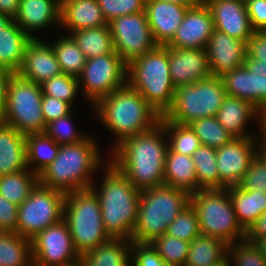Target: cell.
<instances>
[{
	"instance_id": "obj_61",
	"label": "cell",
	"mask_w": 266,
	"mask_h": 266,
	"mask_svg": "<svg viewBox=\"0 0 266 266\" xmlns=\"http://www.w3.org/2000/svg\"><path fill=\"white\" fill-rule=\"evenodd\" d=\"M64 1H66V0H58V2H59L60 4H62Z\"/></svg>"
},
{
	"instance_id": "obj_32",
	"label": "cell",
	"mask_w": 266,
	"mask_h": 266,
	"mask_svg": "<svg viewBox=\"0 0 266 266\" xmlns=\"http://www.w3.org/2000/svg\"><path fill=\"white\" fill-rule=\"evenodd\" d=\"M25 141L27 168L39 175L57 157L60 145L45 133L28 134Z\"/></svg>"
},
{
	"instance_id": "obj_22",
	"label": "cell",
	"mask_w": 266,
	"mask_h": 266,
	"mask_svg": "<svg viewBox=\"0 0 266 266\" xmlns=\"http://www.w3.org/2000/svg\"><path fill=\"white\" fill-rule=\"evenodd\" d=\"M188 6L162 0H146L149 27L158 45H167L182 23Z\"/></svg>"
},
{
	"instance_id": "obj_39",
	"label": "cell",
	"mask_w": 266,
	"mask_h": 266,
	"mask_svg": "<svg viewBox=\"0 0 266 266\" xmlns=\"http://www.w3.org/2000/svg\"><path fill=\"white\" fill-rule=\"evenodd\" d=\"M188 126L199 138L201 145L220 148L230 142L234 136L230 134L215 116L194 120Z\"/></svg>"
},
{
	"instance_id": "obj_38",
	"label": "cell",
	"mask_w": 266,
	"mask_h": 266,
	"mask_svg": "<svg viewBox=\"0 0 266 266\" xmlns=\"http://www.w3.org/2000/svg\"><path fill=\"white\" fill-rule=\"evenodd\" d=\"M160 122L164 125L168 140V149L172 152L192 156L201 146L197 135L188 125L175 124L167 121L163 116Z\"/></svg>"
},
{
	"instance_id": "obj_6",
	"label": "cell",
	"mask_w": 266,
	"mask_h": 266,
	"mask_svg": "<svg viewBox=\"0 0 266 266\" xmlns=\"http://www.w3.org/2000/svg\"><path fill=\"white\" fill-rule=\"evenodd\" d=\"M189 205L188 192L165 184L142 190L131 241L150 243L154 238L164 235L168 226Z\"/></svg>"
},
{
	"instance_id": "obj_48",
	"label": "cell",
	"mask_w": 266,
	"mask_h": 266,
	"mask_svg": "<svg viewBox=\"0 0 266 266\" xmlns=\"http://www.w3.org/2000/svg\"><path fill=\"white\" fill-rule=\"evenodd\" d=\"M41 109L44 121L48 124L53 120L69 114L72 111V106L65 101L42 94Z\"/></svg>"
},
{
	"instance_id": "obj_36",
	"label": "cell",
	"mask_w": 266,
	"mask_h": 266,
	"mask_svg": "<svg viewBox=\"0 0 266 266\" xmlns=\"http://www.w3.org/2000/svg\"><path fill=\"white\" fill-rule=\"evenodd\" d=\"M62 73L79 77L86 64V57L71 35L61 36L50 43Z\"/></svg>"
},
{
	"instance_id": "obj_16",
	"label": "cell",
	"mask_w": 266,
	"mask_h": 266,
	"mask_svg": "<svg viewBox=\"0 0 266 266\" xmlns=\"http://www.w3.org/2000/svg\"><path fill=\"white\" fill-rule=\"evenodd\" d=\"M219 188L237 186L256 157V137H234L216 149Z\"/></svg>"
},
{
	"instance_id": "obj_4",
	"label": "cell",
	"mask_w": 266,
	"mask_h": 266,
	"mask_svg": "<svg viewBox=\"0 0 266 266\" xmlns=\"http://www.w3.org/2000/svg\"><path fill=\"white\" fill-rule=\"evenodd\" d=\"M101 185L96 182L91 188L101 205V216L105 231L111 238L131 241L138 218L141 191L119 172L110 162L105 166Z\"/></svg>"
},
{
	"instance_id": "obj_34",
	"label": "cell",
	"mask_w": 266,
	"mask_h": 266,
	"mask_svg": "<svg viewBox=\"0 0 266 266\" xmlns=\"http://www.w3.org/2000/svg\"><path fill=\"white\" fill-rule=\"evenodd\" d=\"M86 59L116 53L109 25L74 31L70 34Z\"/></svg>"
},
{
	"instance_id": "obj_9",
	"label": "cell",
	"mask_w": 266,
	"mask_h": 266,
	"mask_svg": "<svg viewBox=\"0 0 266 266\" xmlns=\"http://www.w3.org/2000/svg\"><path fill=\"white\" fill-rule=\"evenodd\" d=\"M226 96L220 77L210 76L180 85L175 89L171 108L163 117L175 124L188 125L197 119L216 116Z\"/></svg>"
},
{
	"instance_id": "obj_27",
	"label": "cell",
	"mask_w": 266,
	"mask_h": 266,
	"mask_svg": "<svg viewBox=\"0 0 266 266\" xmlns=\"http://www.w3.org/2000/svg\"><path fill=\"white\" fill-rule=\"evenodd\" d=\"M164 184L193 194L199 190L196 170L191 156L167 150Z\"/></svg>"
},
{
	"instance_id": "obj_1",
	"label": "cell",
	"mask_w": 266,
	"mask_h": 266,
	"mask_svg": "<svg viewBox=\"0 0 266 266\" xmlns=\"http://www.w3.org/2000/svg\"><path fill=\"white\" fill-rule=\"evenodd\" d=\"M160 122L147 132L136 134L117 145L109 162L138 190L164 185L168 139Z\"/></svg>"
},
{
	"instance_id": "obj_18",
	"label": "cell",
	"mask_w": 266,
	"mask_h": 266,
	"mask_svg": "<svg viewBox=\"0 0 266 266\" xmlns=\"http://www.w3.org/2000/svg\"><path fill=\"white\" fill-rule=\"evenodd\" d=\"M210 9L214 29L245 43L252 36L245 0H204Z\"/></svg>"
},
{
	"instance_id": "obj_40",
	"label": "cell",
	"mask_w": 266,
	"mask_h": 266,
	"mask_svg": "<svg viewBox=\"0 0 266 266\" xmlns=\"http://www.w3.org/2000/svg\"><path fill=\"white\" fill-rule=\"evenodd\" d=\"M168 266H184L190 242L164 234L149 243Z\"/></svg>"
},
{
	"instance_id": "obj_13",
	"label": "cell",
	"mask_w": 266,
	"mask_h": 266,
	"mask_svg": "<svg viewBox=\"0 0 266 266\" xmlns=\"http://www.w3.org/2000/svg\"><path fill=\"white\" fill-rule=\"evenodd\" d=\"M108 25L114 49L127 64L158 46L149 27L146 12L116 17Z\"/></svg>"
},
{
	"instance_id": "obj_46",
	"label": "cell",
	"mask_w": 266,
	"mask_h": 266,
	"mask_svg": "<svg viewBox=\"0 0 266 266\" xmlns=\"http://www.w3.org/2000/svg\"><path fill=\"white\" fill-rule=\"evenodd\" d=\"M131 266H168L149 243L132 242Z\"/></svg>"
},
{
	"instance_id": "obj_35",
	"label": "cell",
	"mask_w": 266,
	"mask_h": 266,
	"mask_svg": "<svg viewBox=\"0 0 266 266\" xmlns=\"http://www.w3.org/2000/svg\"><path fill=\"white\" fill-rule=\"evenodd\" d=\"M39 183V175L30 169L0 176V194L8 201L21 205Z\"/></svg>"
},
{
	"instance_id": "obj_47",
	"label": "cell",
	"mask_w": 266,
	"mask_h": 266,
	"mask_svg": "<svg viewBox=\"0 0 266 266\" xmlns=\"http://www.w3.org/2000/svg\"><path fill=\"white\" fill-rule=\"evenodd\" d=\"M239 186L244 190H257L266 193V167L256 157L251 161Z\"/></svg>"
},
{
	"instance_id": "obj_42",
	"label": "cell",
	"mask_w": 266,
	"mask_h": 266,
	"mask_svg": "<svg viewBox=\"0 0 266 266\" xmlns=\"http://www.w3.org/2000/svg\"><path fill=\"white\" fill-rule=\"evenodd\" d=\"M72 112L73 111L46 124L44 133L60 146L77 143L88 137L85 134L82 135L81 132L79 133L76 130V126H74L75 124L72 120L73 117L71 116L73 114Z\"/></svg>"
},
{
	"instance_id": "obj_19",
	"label": "cell",
	"mask_w": 266,
	"mask_h": 266,
	"mask_svg": "<svg viewBox=\"0 0 266 266\" xmlns=\"http://www.w3.org/2000/svg\"><path fill=\"white\" fill-rule=\"evenodd\" d=\"M211 76L222 77L242 67L246 57V43L214 29L206 45Z\"/></svg>"
},
{
	"instance_id": "obj_2",
	"label": "cell",
	"mask_w": 266,
	"mask_h": 266,
	"mask_svg": "<svg viewBox=\"0 0 266 266\" xmlns=\"http://www.w3.org/2000/svg\"><path fill=\"white\" fill-rule=\"evenodd\" d=\"M94 140L89 135L80 142L61 145L54 161L39 174V183L65 194L91 188L93 174L109 163Z\"/></svg>"
},
{
	"instance_id": "obj_33",
	"label": "cell",
	"mask_w": 266,
	"mask_h": 266,
	"mask_svg": "<svg viewBox=\"0 0 266 266\" xmlns=\"http://www.w3.org/2000/svg\"><path fill=\"white\" fill-rule=\"evenodd\" d=\"M0 266H34L30 239L0 231Z\"/></svg>"
},
{
	"instance_id": "obj_23",
	"label": "cell",
	"mask_w": 266,
	"mask_h": 266,
	"mask_svg": "<svg viewBox=\"0 0 266 266\" xmlns=\"http://www.w3.org/2000/svg\"><path fill=\"white\" fill-rule=\"evenodd\" d=\"M60 11L58 0H20L14 21L31 39L40 38L32 32L59 26Z\"/></svg>"
},
{
	"instance_id": "obj_11",
	"label": "cell",
	"mask_w": 266,
	"mask_h": 266,
	"mask_svg": "<svg viewBox=\"0 0 266 266\" xmlns=\"http://www.w3.org/2000/svg\"><path fill=\"white\" fill-rule=\"evenodd\" d=\"M66 194L38 183L18 207L17 233L32 240L48 226L63 219Z\"/></svg>"
},
{
	"instance_id": "obj_41",
	"label": "cell",
	"mask_w": 266,
	"mask_h": 266,
	"mask_svg": "<svg viewBox=\"0 0 266 266\" xmlns=\"http://www.w3.org/2000/svg\"><path fill=\"white\" fill-rule=\"evenodd\" d=\"M41 85L42 94L51 96L69 103L72 107L78 93L80 94L79 80L77 77L60 73Z\"/></svg>"
},
{
	"instance_id": "obj_57",
	"label": "cell",
	"mask_w": 266,
	"mask_h": 266,
	"mask_svg": "<svg viewBox=\"0 0 266 266\" xmlns=\"http://www.w3.org/2000/svg\"><path fill=\"white\" fill-rule=\"evenodd\" d=\"M266 260V238H257L252 242Z\"/></svg>"
},
{
	"instance_id": "obj_53",
	"label": "cell",
	"mask_w": 266,
	"mask_h": 266,
	"mask_svg": "<svg viewBox=\"0 0 266 266\" xmlns=\"http://www.w3.org/2000/svg\"><path fill=\"white\" fill-rule=\"evenodd\" d=\"M13 74L9 69L0 66V121L5 113L8 83Z\"/></svg>"
},
{
	"instance_id": "obj_28",
	"label": "cell",
	"mask_w": 266,
	"mask_h": 266,
	"mask_svg": "<svg viewBox=\"0 0 266 266\" xmlns=\"http://www.w3.org/2000/svg\"><path fill=\"white\" fill-rule=\"evenodd\" d=\"M132 241L110 238L81 257L83 266H131Z\"/></svg>"
},
{
	"instance_id": "obj_24",
	"label": "cell",
	"mask_w": 266,
	"mask_h": 266,
	"mask_svg": "<svg viewBox=\"0 0 266 266\" xmlns=\"http://www.w3.org/2000/svg\"><path fill=\"white\" fill-rule=\"evenodd\" d=\"M215 117L234 137H257L258 135L246 130L250 121L256 120L258 124L259 119V110L246 100L227 95Z\"/></svg>"
},
{
	"instance_id": "obj_52",
	"label": "cell",
	"mask_w": 266,
	"mask_h": 266,
	"mask_svg": "<svg viewBox=\"0 0 266 266\" xmlns=\"http://www.w3.org/2000/svg\"><path fill=\"white\" fill-rule=\"evenodd\" d=\"M257 238H266V211L245 232V240L252 243Z\"/></svg>"
},
{
	"instance_id": "obj_55",
	"label": "cell",
	"mask_w": 266,
	"mask_h": 266,
	"mask_svg": "<svg viewBox=\"0 0 266 266\" xmlns=\"http://www.w3.org/2000/svg\"><path fill=\"white\" fill-rule=\"evenodd\" d=\"M256 158L266 167V142L256 138Z\"/></svg>"
},
{
	"instance_id": "obj_26",
	"label": "cell",
	"mask_w": 266,
	"mask_h": 266,
	"mask_svg": "<svg viewBox=\"0 0 266 266\" xmlns=\"http://www.w3.org/2000/svg\"><path fill=\"white\" fill-rule=\"evenodd\" d=\"M27 168L25 135L0 121V176Z\"/></svg>"
},
{
	"instance_id": "obj_31",
	"label": "cell",
	"mask_w": 266,
	"mask_h": 266,
	"mask_svg": "<svg viewBox=\"0 0 266 266\" xmlns=\"http://www.w3.org/2000/svg\"><path fill=\"white\" fill-rule=\"evenodd\" d=\"M228 246L222 240L200 234L190 242L184 266H213L227 257Z\"/></svg>"
},
{
	"instance_id": "obj_29",
	"label": "cell",
	"mask_w": 266,
	"mask_h": 266,
	"mask_svg": "<svg viewBox=\"0 0 266 266\" xmlns=\"http://www.w3.org/2000/svg\"><path fill=\"white\" fill-rule=\"evenodd\" d=\"M229 192L239 225L246 232L266 211V193L244 190L239 185L226 188Z\"/></svg>"
},
{
	"instance_id": "obj_45",
	"label": "cell",
	"mask_w": 266,
	"mask_h": 266,
	"mask_svg": "<svg viewBox=\"0 0 266 266\" xmlns=\"http://www.w3.org/2000/svg\"><path fill=\"white\" fill-rule=\"evenodd\" d=\"M107 22L123 15L145 12L146 0H97Z\"/></svg>"
},
{
	"instance_id": "obj_5",
	"label": "cell",
	"mask_w": 266,
	"mask_h": 266,
	"mask_svg": "<svg viewBox=\"0 0 266 266\" xmlns=\"http://www.w3.org/2000/svg\"><path fill=\"white\" fill-rule=\"evenodd\" d=\"M127 84L161 116L171 108L175 85L169 71L168 46L158 45L127 64Z\"/></svg>"
},
{
	"instance_id": "obj_21",
	"label": "cell",
	"mask_w": 266,
	"mask_h": 266,
	"mask_svg": "<svg viewBox=\"0 0 266 266\" xmlns=\"http://www.w3.org/2000/svg\"><path fill=\"white\" fill-rule=\"evenodd\" d=\"M169 71L175 87L211 76L206 50L168 47Z\"/></svg>"
},
{
	"instance_id": "obj_50",
	"label": "cell",
	"mask_w": 266,
	"mask_h": 266,
	"mask_svg": "<svg viewBox=\"0 0 266 266\" xmlns=\"http://www.w3.org/2000/svg\"><path fill=\"white\" fill-rule=\"evenodd\" d=\"M247 13L254 31H266V0H245Z\"/></svg>"
},
{
	"instance_id": "obj_25",
	"label": "cell",
	"mask_w": 266,
	"mask_h": 266,
	"mask_svg": "<svg viewBox=\"0 0 266 266\" xmlns=\"http://www.w3.org/2000/svg\"><path fill=\"white\" fill-rule=\"evenodd\" d=\"M108 25L97 0H66L61 4L60 26L69 32Z\"/></svg>"
},
{
	"instance_id": "obj_37",
	"label": "cell",
	"mask_w": 266,
	"mask_h": 266,
	"mask_svg": "<svg viewBox=\"0 0 266 266\" xmlns=\"http://www.w3.org/2000/svg\"><path fill=\"white\" fill-rule=\"evenodd\" d=\"M199 189L219 188L216 149L201 145L191 156Z\"/></svg>"
},
{
	"instance_id": "obj_51",
	"label": "cell",
	"mask_w": 266,
	"mask_h": 266,
	"mask_svg": "<svg viewBox=\"0 0 266 266\" xmlns=\"http://www.w3.org/2000/svg\"><path fill=\"white\" fill-rule=\"evenodd\" d=\"M246 56L266 64V31H254L246 43Z\"/></svg>"
},
{
	"instance_id": "obj_14",
	"label": "cell",
	"mask_w": 266,
	"mask_h": 266,
	"mask_svg": "<svg viewBox=\"0 0 266 266\" xmlns=\"http://www.w3.org/2000/svg\"><path fill=\"white\" fill-rule=\"evenodd\" d=\"M31 243L34 266H76L81 263L64 219L48 226Z\"/></svg>"
},
{
	"instance_id": "obj_43",
	"label": "cell",
	"mask_w": 266,
	"mask_h": 266,
	"mask_svg": "<svg viewBox=\"0 0 266 266\" xmlns=\"http://www.w3.org/2000/svg\"><path fill=\"white\" fill-rule=\"evenodd\" d=\"M166 234L186 242H191L195 237L201 234L198 216L191 204L168 226Z\"/></svg>"
},
{
	"instance_id": "obj_3",
	"label": "cell",
	"mask_w": 266,
	"mask_h": 266,
	"mask_svg": "<svg viewBox=\"0 0 266 266\" xmlns=\"http://www.w3.org/2000/svg\"><path fill=\"white\" fill-rule=\"evenodd\" d=\"M93 107L99 123L114 135L112 150L123 140L154 128L162 117L128 84L99 99Z\"/></svg>"
},
{
	"instance_id": "obj_30",
	"label": "cell",
	"mask_w": 266,
	"mask_h": 266,
	"mask_svg": "<svg viewBox=\"0 0 266 266\" xmlns=\"http://www.w3.org/2000/svg\"><path fill=\"white\" fill-rule=\"evenodd\" d=\"M30 37L13 20L0 32V66L14 74L21 68Z\"/></svg>"
},
{
	"instance_id": "obj_60",
	"label": "cell",
	"mask_w": 266,
	"mask_h": 266,
	"mask_svg": "<svg viewBox=\"0 0 266 266\" xmlns=\"http://www.w3.org/2000/svg\"><path fill=\"white\" fill-rule=\"evenodd\" d=\"M213 266H231L228 257Z\"/></svg>"
},
{
	"instance_id": "obj_15",
	"label": "cell",
	"mask_w": 266,
	"mask_h": 266,
	"mask_svg": "<svg viewBox=\"0 0 266 266\" xmlns=\"http://www.w3.org/2000/svg\"><path fill=\"white\" fill-rule=\"evenodd\" d=\"M226 94L250 102L258 110L266 108V64L245 57L242 67L220 77Z\"/></svg>"
},
{
	"instance_id": "obj_7",
	"label": "cell",
	"mask_w": 266,
	"mask_h": 266,
	"mask_svg": "<svg viewBox=\"0 0 266 266\" xmlns=\"http://www.w3.org/2000/svg\"><path fill=\"white\" fill-rule=\"evenodd\" d=\"M63 219L80 257L111 238L105 231L100 201L92 188L66 194Z\"/></svg>"
},
{
	"instance_id": "obj_44",
	"label": "cell",
	"mask_w": 266,
	"mask_h": 266,
	"mask_svg": "<svg viewBox=\"0 0 266 266\" xmlns=\"http://www.w3.org/2000/svg\"><path fill=\"white\" fill-rule=\"evenodd\" d=\"M227 257L235 266H266V260L256 246L242 240L228 246Z\"/></svg>"
},
{
	"instance_id": "obj_59",
	"label": "cell",
	"mask_w": 266,
	"mask_h": 266,
	"mask_svg": "<svg viewBox=\"0 0 266 266\" xmlns=\"http://www.w3.org/2000/svg\"><path fill=\"white\" fill-rule=\"evenodd\" d=\"M13 20L8 16L0 13V32L1 29H4L7 25H9Z\"/></svg>"
},
{
	"instance_id": "obj_17",
	"label": "cell",
	"mask_w": 266,
	"mask_h": 266,
	"mask_svg": "<svg viewBox=\"0 0 266 266\" xmlns=\"http://www.w3.org/2000/svg\"><path fill=\"white\" fill-rule=\"evenodd\" d=\"M213 31L214 22L210 9L203 2L200 5L188 7L181 25L166 46L181 49H205Z\"/></svg>"
},
{
	"instance_id": "obj_12",
	"label": "cell",
	"mask_w": 266,
	"mask_h": 266,
	"mask_svg": "<svg viewBox=\"0 0 266 266\" xmlns=\"http://www.w3.org/2000/svg\"><path fill=\"white\" fill-rule=\"evenodd\" d=\"M78 80L80 92L94 105L127 84V63L117 53L87 59Z\"/></svg>"
},
{
	"instance_id": "obj_20",
	"label": "cell",
	"mask_w": 266,
	"mask_h": 266,
	"mask_svg": "<svg viewBox=\"0 0 266 266\" xmlns=\"http://www.w3.org/2000/svg\"><path fill=\"white\" fill-rule=\"evenodd\" d=\"M61 72L56 54L49 43L41 38H32L26 45L21 68L17 74L37 84L59 75Z\"/></svg>"
},
{
	"instance_id": "obj_54",
	"label": "cell",
	"mask_w": 266,
	"mask_h": 266,
	"mask_svg": "<svg viewBox=\"0 0 266 266\" xmlns=\"http://www.w3.org/2000/svg\"><path fill=\"white\" fill-rule=\"evenodd\" d=\"M19 5L20 0H0V13L14 20L18 13Z\"/></svg>"
},
{
	"instance_id": "obj_49",
	"label": "cell",
	"mask_w": 266,
	"mask_h": 266,
	"mask_svg": "<svg viewBox=\"0 0 266 266\" xmlns=\"http://www.w3.org/2000/svg\"><path fill=\"white\" fill-rule=\"evenodd\" d=\"M18 205L8 201L0 194V231L16 232L18 222Z\"/></svg>"
},
{
	"instance_id": "obj_58",
	"label": "cell",
	"mask_w": 266,
	"mask_h": 266,
	"mask_svg": "<svg viewBox=\"0 0 266 266\" xmlns=\"http://www.w3.org/2000/svg\"><path fill=\"white\" fill-rule=\"evenodd\" d=\"M162 1H168V2H174L178 4H183L188 7H193L200 5L204 2V0H162Z\"/></svg>"
},
{
	"instance_id": "obj_10",
	"label": "cell",
	"mask_w": 266,
	"mask_h": 266,
	"mask_svg": "<svg viewBox=\"0 0 266 266\" xmlns=\"http://www.w3.org/2000/svg\"><path fill=\"white\" fill-rule=\"evenodd\" d=\"M41 85L13 74L7 89L1 122L23 135L44 133L46 122L41 109Z\"/></svg>"
},
{
	"instance_id": "obj_56",
	"label": "cell",
	"mask_w": 266,
	"mask_h": 266,
	"mask_svg": "<svg viewBox=\"0 0 266 266\" xmlns=\"http://www.w3.org/2000/svg\"><path fill=\"white\" fill-rule=\"evenodd\" d=\"M259 135L261 140L266 142V108L259 110V119H258Z\"/></svg>"
},
{
	"instance_id": "obj_8",
	"label": "cell",
	"mask_w": 266,
	"mask_h": 266,
	"mask_svg": "<svg viewBox=\"0 0 266 266\" xmlns=\"http://www.w3.org/2000/svg\"><path fill=\"white\" fill-rule=\"evenodd\" d=\"M190 204L197 213L201 234L227 245L245 240V231L238 223L226 188L199 189L190 194Z\"/></svg>"
}]
</instances>
